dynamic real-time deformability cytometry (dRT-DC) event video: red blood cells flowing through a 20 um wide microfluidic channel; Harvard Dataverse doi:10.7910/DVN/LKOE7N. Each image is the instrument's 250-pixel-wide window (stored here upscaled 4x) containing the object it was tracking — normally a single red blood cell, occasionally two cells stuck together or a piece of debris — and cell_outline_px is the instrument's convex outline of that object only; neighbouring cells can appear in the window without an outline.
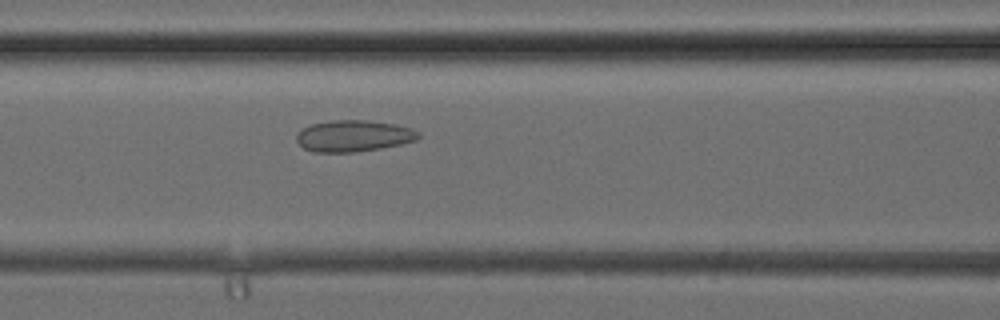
{"species": "common noctule bat (a hibernating species)", "species_latin": "Nyctalus noctula", "temperature_condition": "cold", "stored_images_in_passage": 29, "camera_frame_rate_fps": 3000, "um_per_image_px": 0.085, "animal": {"sex": "female", "body_mass_g": 24.6, "forearm_length_mm": 56.2}, "frame": {"image": 1, "passage_image": 10, "time_ms": 3.0, "image_size_px": [1000, 320], "cell_outline_px": [[420, 136], [416, 140], [400, 144], [380, 148], [352, 152], [312, 152], [304, 148], [296, 140], [296, 136], [304, 128], [312, 124], [332, 120], [368, 120], [396, 124], [412, 128], [420, 132]], "centroid_in_image_um": [30.08, 11.55], "position_along_channel_um": 136.5, "area_um2": 22.25}}
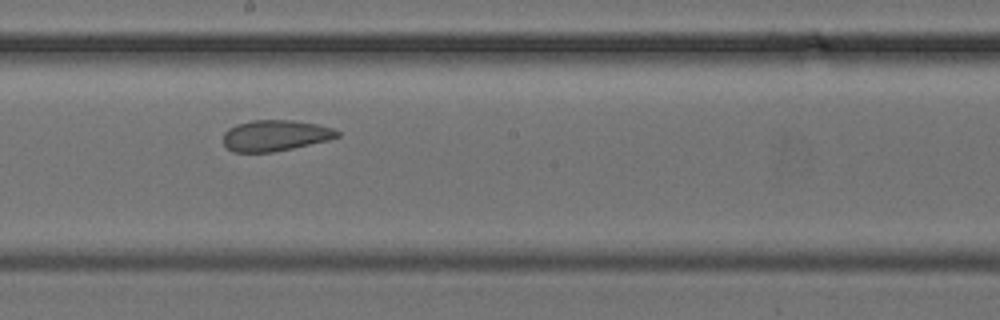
{"frame": {"image": 2, "passage_image": 15, "time_ms": 4.667, "image_size_px": [1000, 320], "cell_outline_px": [[340, 136], [328, 140], [292, 148], [272, 152], [232, 152], [224, 144], [224, 132], [228, 128], [236, 124], [252, 120], [292, 120], [316, 124], [332, 128], [340, 132]], "centroid_in_image_um": [23.38, 11.51], "position_along_channel_um": 224.8, "area_um2": 20.52}}
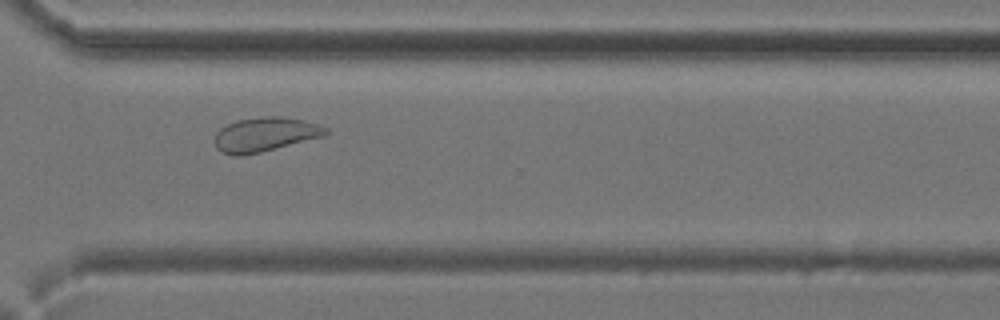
{"frame": {"image": 3, "passage_image": 22, "time_ms": 7.0, "image_size_px": [1000, 320], "cell_outline_px": [[328, 132], [324, 136], [260, 152], [240, 156], [232, 156], [220, 152], [216, 148], [216, 132], [220, 128], [236, 120], [268, 116], [280, 116], [304, 120], [320, 124], [328, 128]], "centroid_in_image_um": [22.53, 11.43], "position_along_channel_um": 348.1, "area_um2": 22.14}}